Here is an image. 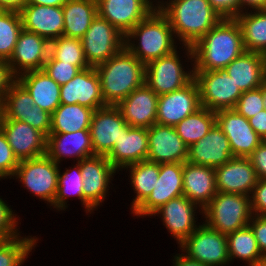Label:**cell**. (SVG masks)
Instances as JSON below:
<instances>
[{
	"label": "cell",
	"mask_w": 266,
	"mask_h": 266,
	"mask_svg": "<svg viewBox=\"0 0 266 266\" xmlns=\"http://www.w3.org/2000/svg\"><path fill=\"white\" fill-rule=\"evenodd\" d=\"M16 81L17 76L12 72L8 62L0 60V100H3L5 93Z\"/></svg>",
	"instance_id": "51"
},
{
	"label": "cell",
	"mask_w": 266,
	"mask_h": 266,
	"mask_svg": "<svg viewBox=\"0 0 266 266\" xmlns=\"http://www.w3.org/2000/svg\"><path fill=\"white\" fill-rule=\"evenodd\" d=\"M43 70L60 86L68 83L80 71L75 65L56 60L50 53Z\"/></svg>",
	"instance_id": "42"
},
{
	"label": "cell",
	"mask_w": 266,
	"mask_h": 266,
	"mask_svg": "<svg viewBox=\"0 0 266 266\" xmlns=\"http://www.w3.org/2000/svg\"><path fill=\"white\" fill-rule=\"evenodd\" d=\"M249 159L256 170L258 179H266V142L262 141L260 145L252 152Z\"/></svg>",
	"instance_id": "49"
},
{
	"label": "cell",
	"mask_w": 266,
	"mask_h": 266,
	"mask_svg": "<svg viewBox=\"0 0 266 266\" xmlns=\"http://www.w3.org/2000/svg\"><path fill=\"white\" fill-rule=\"evenodd\" d=\"M83 187V178L78 162L74 166L73 172L72 170L66 169L61 175L59 171L57 192L53 203L54 208L64 210L67 207L65 201L68 196L75 195L81 200L87 213L94 210V207L83 197Z\"/></svg>",
	"instance_id": "37"
},
{
	"label": "cell",
	"mask_w": 266,
	"mask_h": 266,
	"mask_svg": "<svg viewBox=\"0 0 266 266\" xmlns=\"http://www.w3.org/2000/svg\"><path fill=\"white\" fill-rule=\"evenodd\" d=\"M196 207V203L181 195L163 204L153 215L162 214L165 227L181 244L198 228L194 217Z\"/></svg>",
	"instance_id": "26"
},
{
	"label": "cell",
	"mask_w": 266,
	"mask_h": 266,
	"mask_svg": "<svg viewBox=\"0 0 266 266\" xmlns=\"http://www.w3.org/2000/svg\"><path fill=\"white\" fill-rule=\"evenodd\" d=\"M78 163L83 178V197L96 208L104 201L116 169L103 155H94Z\"/></svg>",
	"instance_id": "21"
},
{
	"label": "cell",
	"mask_w": 266,
	"mask_h": 266,
	"mask_svg": "<svg viewBox=\"0 0 266 266\" xmlns=\"http://www.w3.org/2000/svg\"><path fill=\"white\" fill-rule=\"evenodd\" d=\"M182 252L187 257L207 266L229 264L227 235L218 232L205 223L187 237L181 244Z\"/></svg>",
	"instance_id": "9"
},
{
	"label": "cell",
	"mask_w": 266,
	"mask_h": 266,
	"mask_svg": "<svg viewBox=\"0 0 266 266\" xmlns=\"http://www.w3.org/2000/svg\"><path fill=\"white\" fill-rule=\"evenodd\" d=\"M106 105L116 106L145 83V64L125 46L112 58L95 67Z\"/></svg>",
	"instance_id": "3"
},
{
	"label": "cell",
	"mask_w": 266,
	"mask_h": 266,
	"mask_svg": "<svg viewBox=\"0 0 266 266\" xmlns=\"http://www.w3.org/2000/svg\"><path fill=\"white\" fill-rule=\"evenodd\" d=\"M63 36L81 39L98 15L96 0H67L62 6Z\"/></svg>",
	"instance_id": "31"
},
{
	"label": "cell",
	"mask_w": 266,
	"mask_h": 266,
	"mask_svg": "<svg viewBox=\"0 0 266 266\" xmlns=\"http://www.w3.org/2000/svg\"><path fill=\"white\" fill-rule=\"evenodd\" d=\"M158 95L144 83L116 107L130 127L150 128L156 123Z\"/></svg>",
	"instance_id": "22"
},
{
	"label": "cell",
	"mask_w": 266,
	"mask_h": 266,
	"mask_svg": "<svg viewBox=\"0 0 266 266\" xmlns=\"http://www.w3.org/2000/svg\"><path fill=\"white\" fill-rule=\"evenodd\" d=\"M233 109L247 119L264 110L265 106L261 88L243 92Z\"/></svg>",
	"instance_id": "43"
},
{
	"label": "cell",
	"mask_w": 266,
	"mask_h": 266,
	"mask_svg": "<svg viewBox=\"0 0 266 266\" xmlns=\"http://www.w3.org/2000/svg\"><path fill=\"white\" fill-rule=\"evenodd\" d=\"M33 107L34 101L32 96L16 81L3 97L2 118L19 121L28 120V113Z\"/></svg>",
	"instance_id": "38"
},
{
	"label": "cell",
	"mask_w": 266,
	"mask_h": 266,
	"mask_svg": "<svg viewBox=\"0 0 266 266\" xmlns=\"http://www.w3.org/2000/svg\"><path fill=\"white\" fill-rule=\"evenodd\" d=\"M251 195L252 214L266 215V179H258Z\"/></svg>",
	"instance_id": "47"
},
{
	"label": "cell",
	"mask_w": 266,
	"mask_h": 266,
	"mask_svg": "<svg viewBox=\"0 0 266 266\" xmlns=\"http://www.w3.org/2000/svg\"><path fill=\"white\" fill-rule=\"evenodd\" d=\"M61 104H80L94 111L106 107L99 75L95 67L80 70L74 78L60 87Z\"/></svg>",
	"instance_id": "16"
},
{
	"label": "cell",
	"mask_w": 266,
	"mask_h": 266,
	"mask_svg": "<svg viewBox=\"0 0 266 266\" xmlns=\"http://www.w3.org/2000/svg\"><path fill=\"white\" fill-rule=\"evenodd\" d=\"M67 0H27V4L45 6H63Z\"/></svg>",
	"instance_id": "56"
},
{
	"label": "cell",
	"mask_w": 266,
	"mask_h": 266,
	"mask_svg": "<svg viewBox=\"0 0 266 266\" xmlns=\"http://www.w3.org/2000/svg\"><path fill=\"white\" fill-rule=\"evenodd\" d=\"M85 58L96 67L117 54L125 45V36L107 20L96 16L81 38Z\"/></svg>",
	"instance_id": "8"
},
{
	"label": "cell",
	"mask_w": 266,
	"mask_h": 266,
	"mask_svg": "<svg viewBox=\"0 0 266 266\" xmlns=\"http://www.w3.org/2000/svg\"><path fill=\"white\" fill-rule=\"evenodd\" d=\"M245 5L255 10L266 9V0H239V14L243 12L244 8L246 9Z\"/></svg>",
	"instance_id": "55"
},
{
	"label": "cell",
	"mask_w": 266,
	"mask_h": 266,
	"mask_svg": "<svg viewBox=\"0 0 266 266\" xmlns=\"http://www.w3.org/2000/svg\"><path fill=\"white\" fill-rule=\"evenodd\" d=\"M249 124L264 141L266 139V109L258 112L252 118L248 119Z\"/></svg>",
	"instance_id": "52"
},
{
	"label": "cell",
	"mask_w": 266,
	"mask_h": 266,
	"mask_svg": "<svg viewBox=\"0 0 266 266\" xmlns=\"http://www.w3.org/2000/svg\"><path fill=\"white\" fill-rule=\"evenodd\" d=\"M177 50L145 65V83L158 95L186 86L193 78V69L185 72Z\"/></svg>",
	"instance_id": "10"
},
{
	"label": "cell",
	"mask_w": 266,
	"mask_h": 266,
	"mask_svg": "<svg viewBox=\"0 0 266 266\" xmlns=\"http://www.w3.org/2000/svg\"><path fill=\"white\" fill-rule=\"evenodd\" d=\"M193 72L199 88L201 107L213 112L235 107L242 92L224 70Z\"/></svg>",
	"instance_id": "6"
},
{
	"label": "cell",
	"mask_w": 266,
	"mask_h": 266,
	"mask_svg": "<svg viewBox=\"0 0 266 266\" xmlns=\"http://www.w3.org/2000/svg\"><path fill=\"white\" fill-rule=\"evenodd\" d=\"M173 35L175 34L169 19L159 9L155 8L125 35L124 46L146 65L148 62L176 50ZM134 38L139 39L138 45L132 43L131 40Z\"/></svg>",
	"instance_id": "4"
},
{
	"label": "cell",
	"mask_w": 266,
	"mask_h": 266,
	"mask_svg": "<svg viewBox=\"0 0 266 266\" xmlns=\"http://www.w3.org/2000/svg\"><path fill=\"white\" fill-rule=\"evenodd\" d=\"M235 20L240 26L245 50L266 56V9L242 12Z\"/></svg>",
	"instance_id": "32"
},
{
	"label": "cell",
	"mask_w": 266,
	"mask_h": 266,
	"mask_svg": "<svg viewBox=\"0 0 266 266\" xmlns=\"http://www.w3.org/2000/svg\"><path fill=\"white\" fill-rule=\"evenodd\" d=\"M98 16L107 20L124 36L156 7L148 0H96Z\"/></svg>",
	"instance_id": "13"
},
{
	"label": "cell",
	"mask_w": 266,
	"mask_h": 266,
	"mask_svg": "<svg viewBox=\"0 0 266 266\" xmlns=\"http://www.w3.org/2000/svg\"><path fill=\"white\" fill-rule=\"evenodd\" d=\"M2 117H3L2 100H0V126H1Z\"/></svg>",
	"instance_id": "58"
},
{
	"label": "cell",
	"mask_w": 266,
	"mask_h": 266,
	"mask_svg": "<svg viewBox=\"0 0 266 266\" xmlns=\"http://www.w3.org/2000/svg\"><path fill=\"white\" fill-rule=\"evenodd\" d=\"M128 127L116 106L95 110L89 126L94 154L106 156Z\"/></svg>",
	"instance_id": "12"
},
{
	"label": "cell",
	"mask_w": 266,
	"mask_h": 266,
	"mask_svg": "<svg viewBox=\"0 0 266 266\" xmlns=\"http://www.w3.org/2000/svg\"><path fill=\"white\" fill-rule=\"evenodd\" d=\"M0 128L19 161L46 154L47 137L29 124L2 118Z\"/></svg>",
	"instance_id": "18"
},
{
	"label": "cell",
	"mask_w": 266,
	"mask_h": 266,
	"mask_svg": "<svg viewBox=\"0 0 266 266\" xmlns=\"http://www.w3.org/2000/svg\"><path fill=\"white\" fill-rule=\"evenodd\" d=\"M148 128L128 127L105 156L118 171L124 167L147 160Z\"/></svg>",
	"instance_id": "25"
},
{
	"label": "cell",
	"mask_w": 266,
	"mask_h": 266,
	"mask_svg": "<svg viewBox=\"0 0 266 266\" xmlns=\"http://www.w3.org/2000/svg\"><path fill=\"white\" fill-rule=\"evenodd\" d=\"M227 242L230 261L233 258H240L249 262V266H260L265 258L249 225L227 234Z\"/></svg>",
	"instance_id": "35"
},
{
	"label": "cell",
	"mask_w": 266,
	"mask_h": 266,
	"mask_svg": "<svg viewBox=\"0 0 266 266\" xmlns=\"http://www.w3.org/2000/svg\"><path fill=\"white\" fill-rule=\"evenodd\" d=\"M17 81L32 96L34 104L52 114L61 104L60 85L43 69L33 70L17 76Z\"/></svg>",
	"instance_id": "30"
},
{
	"label": "cell",
	"mask_w": 266,
	"mask_h": 266,
	"mask_svg": "<svg viewBox=\"0 0 266 266\" xmlns=\"http://www.w3.org/2000/svg\"><path fill=\"white\" fill-rule=\"evenodd\" d=\"M23 29L44 37L49 42L63 36L62 6L26 4L20 11Z\"/></svg>",
	"instance_id": "24"
},
{
	"label": "cell",
	"mask_w": 266,
	"mask_h": 266,
	"mask_svg": "<svg viewBox=\"0 0 266 266\" xmlns=\"http://www.w3.org/2000/svg\"><path fill=\"white\" fill-rule=\"evenodd\" d=\"M233 156L230 142L217 123L198 142L188 148V162L216 168Z\"/></svg>",
	"instance_id": "23"
},
{
	"label": "cell",
	"mask_w": 266,
	"mask_h": 266,
	"mask_svg": "<svg viewBox=\"0 0 266 266\" xmlns=\"http://www.w3.org/2000/svg\"><path fill=\"white\" fill-rule=\"evenodd\" d=\"M124 168H130V179L133 190L137 194L132 201V213L149 197L159 177V164L143 160L130 164Z\"/></svg>",
	"instance_id": "34"
},
{
	"label": "cell",
	"mask_w": 266,
	"mask_h": 266,
	"mask_svg": "<svg viewBox=\"0 0 266 266\" xmlns=\"http://www.w3.org/2000/svg\"><path fill=\"white\" fill-rule=\"evenodd\" d=\"M183 163L159 164V177L149 197L133 212L136 216L153 215L163 204L183 195Z\"/></svg>",
	"instance_id": "15"
},
{
	"label": "cell",
	"mask_w": 266,
	"mask_h": 266,
	"mask_svg": "<svg viewBox=\"0 0 266 266\" xmlns=\"http://www.w3.org/2000/svg\"><path fill=\"white\" fill-rule=\"evenodd\" d=\"M49 53L56 60L75 65L80 70L90 67L79 38L60 36L50 41Z\"/></svg>",
	"instance_id": "40"
},
{
	"label": "cell",
	"mask_w": 266,
	"mask_h": 266,
	"mask_svg": "<svg viewBox=\"0 0 266 266\" xmlns=\"http://www.w3.org/2000/svg\"><path fill=\"white\" fill-rule=\"evenodd\" d=\"M93 109L80 104H60L51 114L50 133H71L89 129Z\"/></svg>",
	"instance_id": "33"
},
{
	"label": "cell",
	"mask_w": 266,
	"mask_h": 266,
	"mask_svg": "<svg viewBox=\"0 0 266 266\" xmlns=\"http://www.w3.org/2000/svg\"><path fill=\"white\" fill-rule=\"evenodd\" d=\"M185 47L194 59L193 71L223 70L246 51L235 18H222L193 46Z\"/></svg>",
	"instance_id": "1"
},
{
	"label": "cell",
	"mask_w": 266,
	"mask_h": 266,
	"mask_svg": "<svg viewBox=\"0 0 266 266\" xmlns=\"http://www.w3.org/2000/svg\"><path fill=\"white\" fill-rule=\"evenodd\" d=\"M169 1H160L156 8L169 19L174 34L184 46H193L222 19L208 0Z\"/></svg>",
	"instance_id": "2"
},
{
	"label": "cell",
	"mask_w": 266,
	"mask_h": 266,
	"mask_svg": "<svg viewBox=\"0 0 266 266\" xmlns=\"http://www.w3.org/2000/svg\"><path fill=\"white\" fill-rule=\"evenodd\" d=\"M183 196L204 208L218 192L215 170L209 166L183 163Z\"/></svg>",
	"instance_id": "28"
},
{
	"label": "cell",
	"mask_w": 266,
	"mask_h": 266,
	"mask_svg": "<svg viewBox=\"0 0 266 266\" xmlns=\"http://www.w3.org/2000/svg\"><path fill=\"white\" fill-rule=\"evenodd\" d=\"M16 214H13L12 209L0 198V238L9 240L18 237ZM16 229V230H15Z\"/></svg>",
	"instance_id": "45"
},
{
	"label": "cell",
	"mask_w": 266,
	"mask_h": 266,
	"mask_svg": "<svg viewBox=\"0 0 266 266\" xmlns=\"http://www.w3.org/2000/svg\"><path fill=\"white\" fill-rule=\"evenodd\" d=\"M174 260L175 262L173 266H207L197 260H193L189 257H187L186 255L183 254H178V256H174Z\"/></svg>",
	"instance_id": "54"
},
{
	"label": "cell",
	"mask_w": 266,
	"mask_h": 266,
	"mask_svg": "<svg viewBox=\"0 0 266 266\" xmlns=\"http://www.w3.org/2000/svg\"><path fill=\"white\" fill-rule=\"evenodd\" d=\"M260 88L262 90L263 102L266 109V78L264 79V82L261 84Z\"/></svg>",
	"instance_id": "57"
},
{
	"label": "cell",
	"mask_w": 266,
	"mask_h": 266,
	"mask_svg": "<svg viewBox=\"0 0 266 266\" xmlns=\"http://www.w3.org/2000/svg\"><path fill=\"white\" fill-rule=\"evenodd\" d=\"M42 132L46 137L50 134L51 130V114L42 110L34 104L33 109L28 113V120H22Z\"/></svg>",
	"instance_id": "46"
},
{
	"label": "cell",
	"mask_w": 266,
	"mask_h": 266,
	"mask_svg": "<svg viewBox=\"0 0 266 266\" xmlns=\"http://www.w3.org/2000/svg\"><path fill=\"white\" fill-rule=\"evenodd\" d=\"M27 0H0V10L20 12Z\"/></svg>",
	"instance_id": "53"
},
{
	"label": "cell",
	"mask_w": 266,
	"mask_h": 266,
	"mask_svg": "<svg viewBox=\"0 0 266 266\" xmlns=\"http://www.w3.org/2000/svg\"><path fill=\"white\" fill-rule=\"evenodd\" d=\"M214 170L218 192L251 196L258 181L249 157H232Z\"/></svg>",
	"instance_id": "19"
},
{
	"label": "cell",
	"mask_w": 266,
	"mask_h": 266,
	"mask_svg": "<svg viewBox=\"0 0 266 266\" xmlns=\"http://www.w3.org/2000/svg\"><path fill=\"white\" fill-rule=\"evenodd\" d=\"M254 232L261 254L266 257V215H252L248 224Z\"/></svg>",
	"instance_id": "48"
},
{
	"label": "cell",
	"mask_w": 266,
	"mask_h": 266,
	"mask_svg": "<svg viewBox=\"0 0 266 266\" xmlns=\"http://www.w3.org/2000/svg\"><path fill=\"white\" fill-rule=\"evenodd\" d=\"M22 29L20 12L0 10V60L10 59Z\"/></svg>",
	"instance_id": "39"
},
{
	"label": "cell",
	"mask_w": 266,
	"mask_h": 266,
	"mask_svg": "<svg viewBox=\"0 0 266 266\" xmlns=\"http://www.w3.org/2000/svg\"><path fill=\"white\" fill-rule=\"evenodd\" d=\"M222 18H235L239 15V0H208Z\"/></svg>",
	"instance_id": "50"
},
{
	"label": "cell",
	"mask_w": 266,
	"mask_h": 266,
	"mask_svg": "<svg viewBox=\"0 0 266 266\" xmlns=\"http://www.w3.org/2000/svg\"><path fill=\"white\" fill-rule=\"evenodd\" d=\"M49 51L50 42L47 39L22 29L13 53L7 62L12 72L19 76L24 72L43 69Z\"/></svg>",
	"instance_id": "20"
},
{
	"label": "cell",
	"mask_w": 266,
	"mask_h": 266,
	"mask_svg": "<svg viewBox=\"0 0 266 266\" xmlns=\"http://www.w3.org/2000/svg\"><path fill=\"white\" fill-rule=\"evenodd\" d=\"M199 108V88L193 78L186 86L158 97L156 123L175 126Z\"/></svg>",
	"instance_id": "11"
},
{
	"label": "cell",
	"mask_w": 266,
	"mask_h": 266,
	"mask_svg": "<svg viewBox=\"0 0 266 266\" xmlns=\"http://www.w3.org/2000/svg\"><path fill=\"white\" fill-rule=\"evenodd\" d=\"M216 123L227 136L234 157H249L263 141L243 115L234 109L215 112Z\"/></svg>",
	"instance_id": "14"
},
{
	"label": "cell",
	"mask_w": 266,
	"mask_h": 266,
	"mask_svg": "<svg viewBox=\"0 0 266 266\" xmlns=\"http://www.w3.org/2000/svg\"><path fill=\"white\" fill-rule=\"evenodd\" d=\"M260 266H266V257H265L264 260L261 262Z\"/></svg>",
	"instance_id": "59"
},
{
	"label": "cell",
	"mask_w": 266,
	"mask_h": 266,
	"mask_svg": "<svg viewBox=\"0 0 266 266\" xmlns=\"http://www.w3.org/2000/svg\"><path fill=\"white\" fill-rule=\"evenodd\" d=\"M46 155L56 164H59L63 157L75 156L79 162L94 156L89 129L71 133H50L47 136Z\"/></svg>",
	"instance_id": "27"
},
{
	"label": "cell",
	"mask_w": 266,
	"mask_h": 266,
	"mask_svg": "<svg viewBox=\"0 0 266 266\" xmlns=\"http://www.w3.org/2000/svg\"><path fill=\"white\" fill-rule=\"evenodd\" d=\"M216 124V114L201 107L174 126L177 134L190 147L203 138Z\"/></svg>",
	"instance_id": "36"
},
{
	"label": "cell",
	"mask_w": 266,
	"mask_h": 266,
	"mask_svg": "<svg viewBox=\"0 0 266 266\" xmlns=\"http://www.w3.org/2000/svg\"><path fill=\"white\" fill-rule=\"evenodd\" d=\"M58 166L45 154L37 158L21 160L14 176L20 179L19 181L26 189L52 206L58 186Z\"/></svg>",
	"instance_id": "7"
},
{
	"label": "cell",
	"mask_w": 266,
	"mask_h": 266,
	"mask_svg": "<svg viewBox=\"0 0 266 266\" xmlns=\"http://www.w3.org/2000/svg\"><path fill=\"white\" fill-rule=\"evenodd\" d=\"M37 238L20 236L0 244V266H20L35 247Z\"/></svg>",
	"instance_id": "41"
},
{
	"label": "cell",
	"mask_w": 266,
	"mask_h": 266,
	"mask_svg": "<svg viewBox=\"0 0 266 266\" xmlns=\"http://www.w3.org/2000/svg\"><path fill=\"white\" fill-rule=\"evenodd\" d=\"M241 92L259 88L266 78V56L245 51L223 69Z\"/></svg>",
	"instance_id": "29"
},
{
	"label": "cell",
	"mask_w": 266,
	"mask_h": 266,
	"mask_svg": "<svg viewBox=\"0 0 266 266\" xmlns=\"http://www.w3.org/2000/svg\"><path fill=\"white\" fill-rule=\"evenodd\" d=\"M19 160L14 155L7 138L0 128V178L3 179L15 174L16 168L19 165Z\"/></svg>",
	"instance_id": "44"
},
{
	"label": "cell",
	"mask_w": 266,
	"mask_h": 266,
	"mask_svg": "<svg viewBox=\"0 0 266 266\" xmlns=\"http://www.w3.org/2000/svg\"><path fill=\"white\" fill-rule=\"evenodd\" d=\"M188 148L174 126L155 123L148 128V161L184 163L188 160Z\"/></svg>",
	"instance_id": "17"
},
{
	"label": "cell",
	"mask_w": 266,
	"mask_h": 266,
	"mask_svg": "<svg viewBox=\"0 0 266 266\" xmlns=\"http://www.w3.org/2000/svg\"><path fill=\"white\" fill-rule=\"evenodd\" d=\"M205 224L222 234H229L248 226L251 217L250 196L217 192L201 209Z\"/></svg>",
	"instance_id": "5"
}]
</instances>
